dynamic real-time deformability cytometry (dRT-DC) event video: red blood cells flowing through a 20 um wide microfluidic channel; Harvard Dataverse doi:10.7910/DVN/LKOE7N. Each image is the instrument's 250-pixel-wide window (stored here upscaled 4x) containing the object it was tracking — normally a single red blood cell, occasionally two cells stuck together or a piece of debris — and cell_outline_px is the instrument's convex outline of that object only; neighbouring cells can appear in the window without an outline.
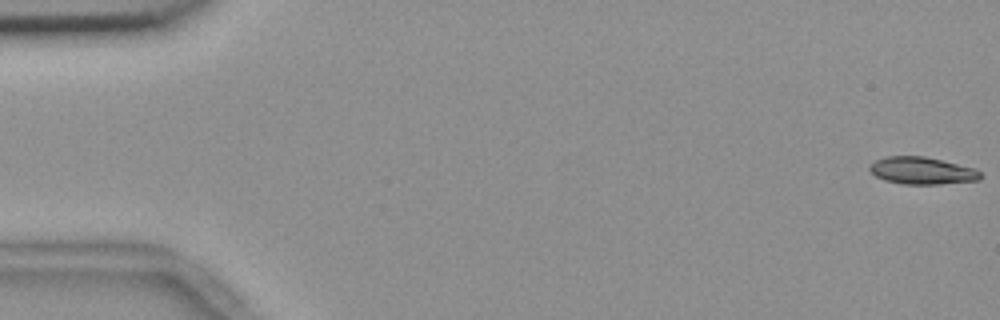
{"species": "common noctule bat (a hibernating species)", "species_latin": "Nyctalus noctula", "temperature_condition": "room temperature", "stored_images_in_passage": 7, "camera_frame_rate_fps": 3000, "um_per_image_px": 0.085, "animal": {"sex": "female", "body_mass_g": 18.4}, "frame": {"image": 1, "passage_image": 1, "time_ms": 0.0, "image_size_px": [1000, 320], "cell_outline_px": [[980, 180], [940, 184], [904, 184], [884, 180], [876, 176], [868, 168], [876, 160], [888, 156], [924, 156], [976, 168], [980, 172]], "centroid_in_image_um": [78.39, 14.51], "position_along_channel_um": 6.6, "area_um2": 17.46}}